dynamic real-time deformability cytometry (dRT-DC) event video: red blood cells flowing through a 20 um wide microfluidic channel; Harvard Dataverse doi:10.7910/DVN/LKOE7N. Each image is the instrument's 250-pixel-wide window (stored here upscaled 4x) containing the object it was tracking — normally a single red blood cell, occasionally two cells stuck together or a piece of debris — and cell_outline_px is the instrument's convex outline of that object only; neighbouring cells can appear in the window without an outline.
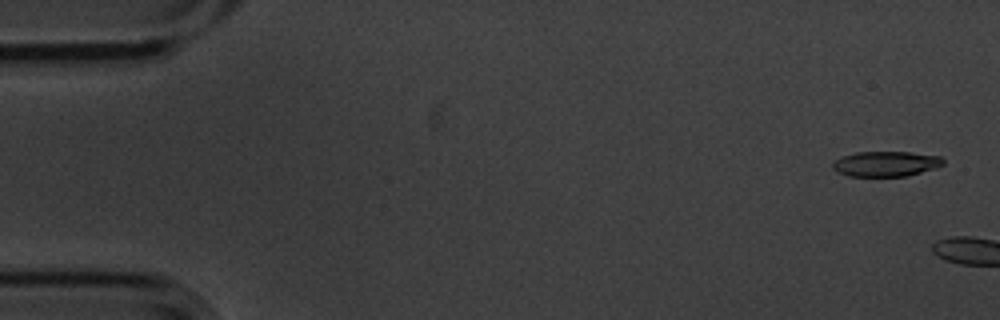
{"species": "common noctule bat (a hibernating species)", "species_latin": "Nyctalus noctula", "temperature_condition": "cold", "stored_images_in_passage": 2, "camera_frame_rate_fps": 3000, "um_per_image_px": 0.085, "animal": {"sex": "male", "body_mass_g": 20.1, "forearm_length_mm": 53.5}, "frame": {"image": 1, "passage_image": 1, "time_ms": 0.0, "image_size_px": [1000, 320], "cell_outline_px": [[944, 164], [936, 168], [908, 176], [848, 176], [836, 172], [832, 168], [832, 164], [836, 160], [844, 156], [856, 152], [908, 152], [940, 156], [944, 160]], "centroid_in_image_um": [75.31, 13.93], "position_along_channel_um": 9.7, "area_um2": 16.24}}